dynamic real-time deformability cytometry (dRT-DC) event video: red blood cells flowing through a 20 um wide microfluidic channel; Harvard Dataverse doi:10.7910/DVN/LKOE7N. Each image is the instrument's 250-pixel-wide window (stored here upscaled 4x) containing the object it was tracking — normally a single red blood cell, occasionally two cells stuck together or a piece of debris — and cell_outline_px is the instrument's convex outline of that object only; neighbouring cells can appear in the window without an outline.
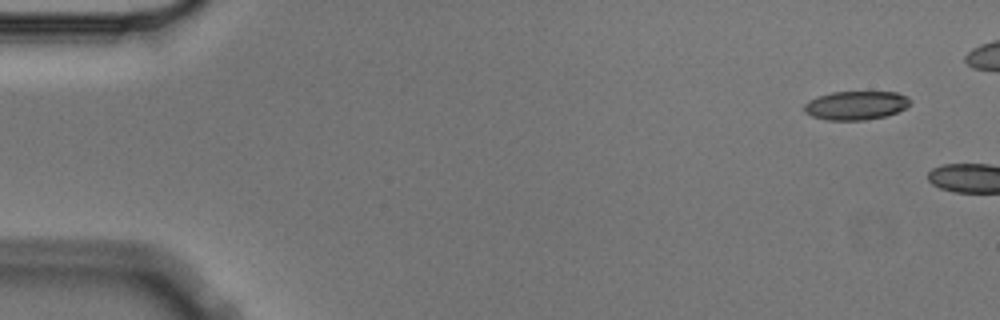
{"species": "Egyptian fruit bat (a non-hibernating species)", "species_latin": "Rousettus aegyptiacus", "temperature_condition": "cold", "stored_images_in_passage": 2, "camera_frame_rate_fps": 3000, "um_per_image_px": 0.085, "animal": {"sex": "male"}, "frame": {"image": 1, "passage_image": 1, "time_ms": 0.0, "image_size_px": [1000, 320], "cell_outline_px": [[912, 100], [904, 108], [896, 112], [884, 116], [864, 120], [828, 120], [812, 116], [804, 112], [804, 104], [808, 100], [832, 92], [896, 92], [908, 96]], "centroid_in_image_um": [72.74, 8.95], "position_along_channel_um": 12.3, "area_um2": 17.63}}